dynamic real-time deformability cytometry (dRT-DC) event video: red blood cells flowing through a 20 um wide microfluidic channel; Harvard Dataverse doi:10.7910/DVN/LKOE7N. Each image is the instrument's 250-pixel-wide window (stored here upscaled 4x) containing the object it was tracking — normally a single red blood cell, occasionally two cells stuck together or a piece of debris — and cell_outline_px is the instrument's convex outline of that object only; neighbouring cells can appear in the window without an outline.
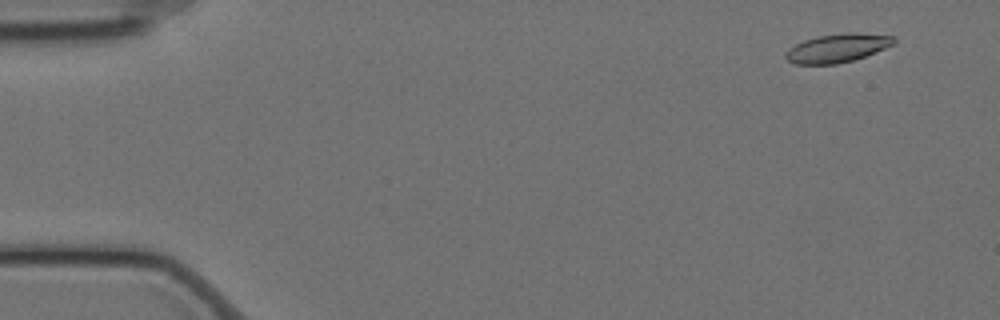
{"species": "Egyptian fruit bat (a non-hibernating species)", "species_latin": "Rousettus aegyptiacus", "temperature_condition": "cold", "stored_images_in_passage": 58, "camera_frame_rate_fps": 3000, "um_per_image_px": 0.085, "animal": {"sex": "female"}, "frame": {"image": 1, "passage_image": 4, "time_ms": 1.0, "image_size_px": [1000, 320], "cell_outline_px": [[896, 44], [864, 56], [852, 60], [836, 64], [796, 64], [788, 60], [784, 56], [788, 48], [804, 40], [816, 36], [896, 36]], "centroid_in_image_um": [71.09, 4.15], "position_along_channel_um": 13.9, "area_um2": 16.82}}
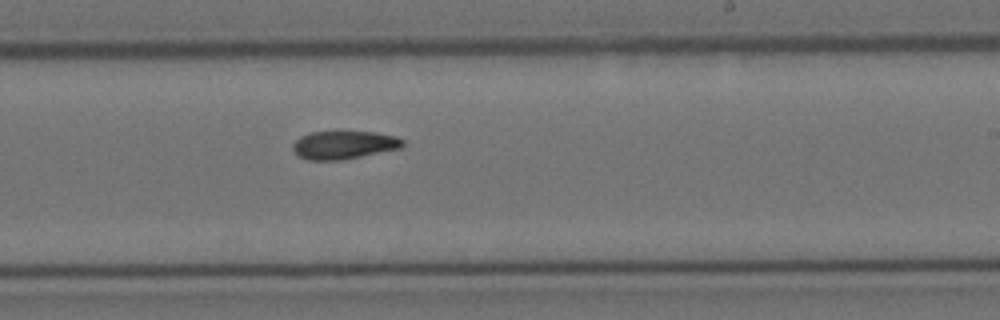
{"frame": {"image": 2, "passage_image": 35, "time_ms": 11.333, "image_size_px": [1000, 320], "cell_outline_px": [[404, 144], [400, 148], [340, 160], [308, 160], [300, 156], [292, 148], [292, 144], [300, 136], [312, 132], [376, 132], [396, 136], [404, 140]], "centroid_in_image_um": [29.23, 12.31], "position_along_channel_um": 259.8, "area_um2": 17.8}}
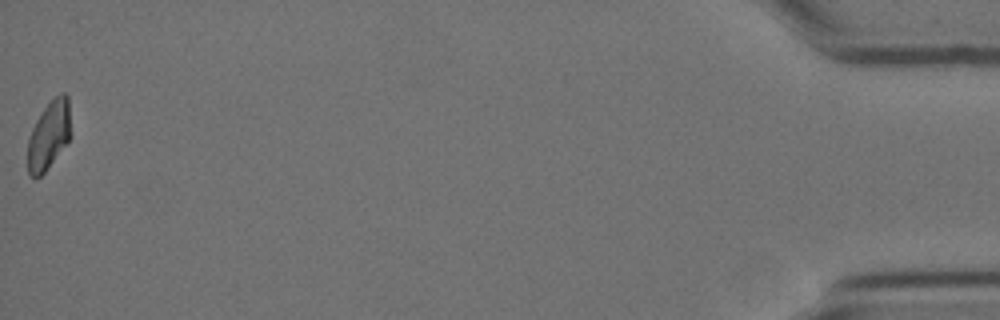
{"frame": {"image": 3, "passage_image": 58, "time_ms": 19.0, "image_size_px": [1000, 320], "cell_outline_px": [[68, 140], [44, 172], [36, 180], [28, 176], [28, 140], [32, 128], [40, 112], [60, 92], [64, 92], [68, 96]], "centroid_in_image_um": [4.09, 11.52], "position_along_channel_um": 431.1, "area_um2": 16.59}, "authors_computed_cell_mechanics": {"area_um2": 18.2648, "velocity_mm_per_s": 3.4969, "shape_relaxation_time_tau1_ms": 8.8767, "shape_relaxation_time_tau2_ms": null, "deformation_change_tau1": 0.1848, "deformation_change_tau2": null}}